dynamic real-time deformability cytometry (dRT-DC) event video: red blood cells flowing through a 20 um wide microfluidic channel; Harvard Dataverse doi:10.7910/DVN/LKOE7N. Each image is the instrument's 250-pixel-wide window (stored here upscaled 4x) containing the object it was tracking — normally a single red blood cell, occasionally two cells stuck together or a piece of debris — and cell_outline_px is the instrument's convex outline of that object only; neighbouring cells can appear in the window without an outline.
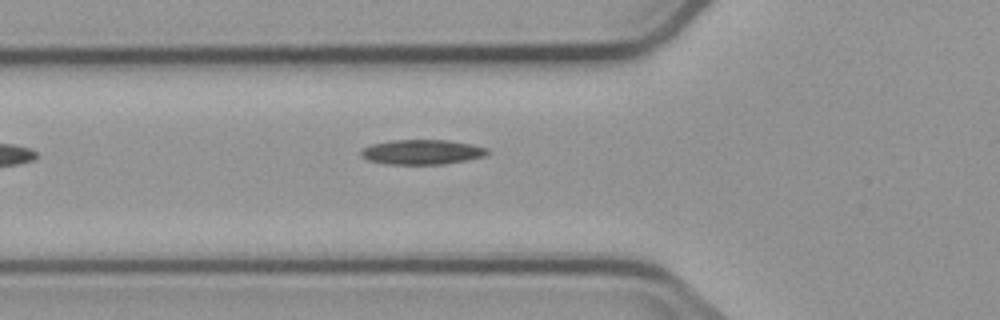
{"species": "common noctule bat (a hibernating species)", "species_latin": "Nyctalus noctula", "temperature_condition": "cold", "stored_images_in_passage": 5, "camera_frame_rate_fps": 3000, "um_per_image_px": 0.085, "animal": {"sex": "male", "body_mass_g": 23.1, "forearm_length_mm": 52.7}, "frame": {"image": 1, "passage_image": 5, "time_ms": 6.0, "image_size_px": [1000, 320], "cell_outline_px": [[488, 152], [484, 156], [468, 160], [444, 164], [384, 164], [368, 160], [360, 156], [360, 152], [364, 148], [372, 144], [392, 140], [448, 140], [472, 144], [488, 148]], "centroid_in_image_um": [35.87, 12.92], "position_along_channel_um": 89.9, "area_um2": 18.32}}